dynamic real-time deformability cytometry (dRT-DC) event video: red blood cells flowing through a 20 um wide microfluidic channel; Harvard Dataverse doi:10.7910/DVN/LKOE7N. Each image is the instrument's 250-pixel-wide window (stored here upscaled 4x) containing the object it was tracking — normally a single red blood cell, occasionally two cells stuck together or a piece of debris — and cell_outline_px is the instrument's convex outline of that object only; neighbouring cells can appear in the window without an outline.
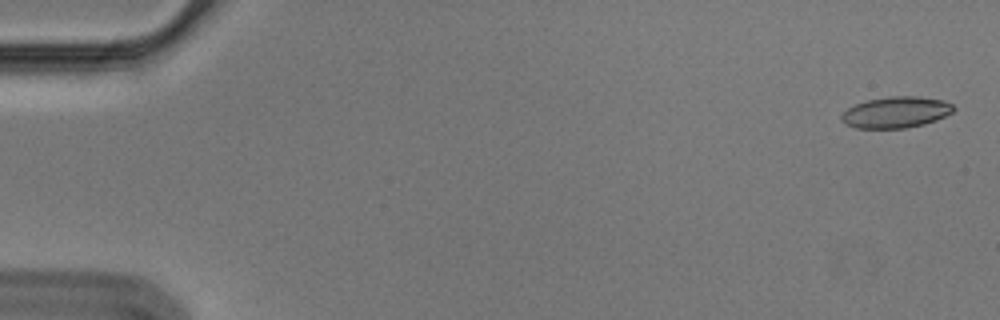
{"species": "Egyptian fruit bat (a non-hibernating species)", "species_latin": "Rousettus aegyptiacus", "temperature_condition": "cold", "stored_images_in_passage": 57, "camera_frame_rate_fps": 3000, "um_per_image_px": 0.085, "animal": {"sex": "male"}, "frame": {"image": 1, "passage_image": 2, "time_ms": 0.333, "image_size_px": [1000, 320], "cell_outline_px": [[956, 108], [952, 112], [936, 120], [924, 124], [908, 128], [856, 128], [844, 124], [840, 120], [840, 116], [848, 108], [856, 104], [868, 100], [888, 96], [916, 96], [944, 100], [952, 104]], "centroid_in_image_um": [76.15, 9.54], "position_along_channel_um": 8.8, "area_um2": 20.46}}
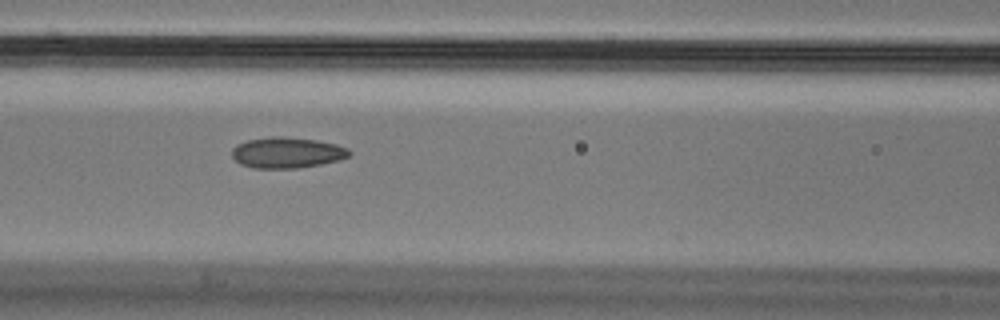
{"frame": {"image": 2, "passage_image": 25, "time_ms": 8.0, "image_size_px": [1000, 320], "cell_outline_px": [[352, 152], [348, 156], [340, 160], [320, 164], [296, 168], [252, 168], [240, 164], [232, 156], [232, 148], [236, 144], [248, 140], [272, 136], [280, 136], [316, 140], [336, 144], [348, 148]], "centroid_in_image_um": [24.38, 12.97], "position_along_channel_um": 142.2, "area_um2": 21.1}}
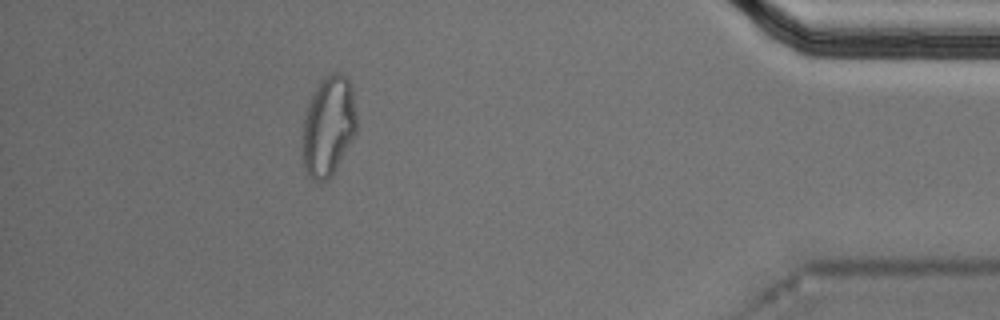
{"frame": {"image": 3, "passage_image": 51, "time_ms": 16.667, "image_size_px": [1000, 320], "cell_outline_px": [[356, 132], [336, 168], [328, 180], [320, 184], [312, 180], [308, 176], [304, 164], [304, 120], [308, 104], [320, 80], [324, 76], [332, 72], [340, 72], [348, 80], [352, 88], [356, 116]], "centroid_in_image_um": [27.93, 10.73], "position_along_channel_um": 407.3, "area_um2": 31.15}, "authors_computed_cell_mechanics": {"area_um2": 20.9814, "velocity_mm_per_s": 3.5841, "shape_relaxation_time_tau1_ms": null, "shape_relaxation_time_tau2_ms": 2.066, "deformation_change_tau1": null, "deformation_change_tau2": 0.0741}}